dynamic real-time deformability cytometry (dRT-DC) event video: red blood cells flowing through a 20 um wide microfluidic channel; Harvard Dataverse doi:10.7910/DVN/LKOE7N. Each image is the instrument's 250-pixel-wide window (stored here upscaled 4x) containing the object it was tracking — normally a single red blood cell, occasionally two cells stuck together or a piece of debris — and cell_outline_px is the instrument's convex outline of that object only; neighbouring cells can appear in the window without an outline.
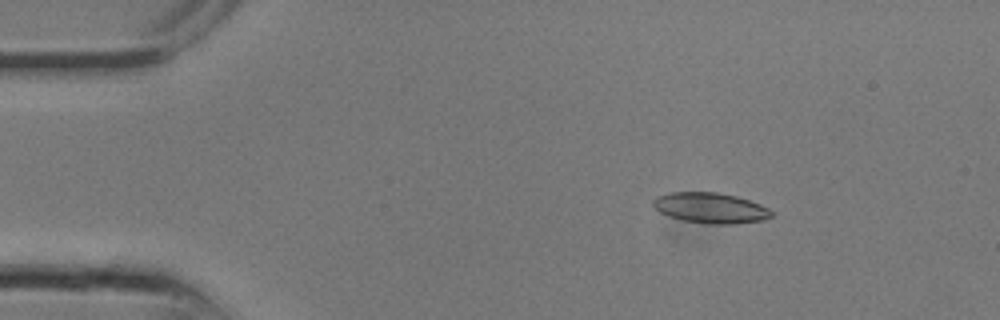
{"species": "common noctule bat (a hibernating species)", "species_latin": "Nyctalus noctula", "temperature_condition": "room temperature", "stored_images_in_passage": 12, "camera_frame_rate_fps": 3000, "um_per_image_px": 0.085, "animal": {"sex": "male", "body_mass_g": 13.3}, "frame": {"image": 1, "passage_image": 2, "time_ms": 0.333, "image_size_px": [1000, 320], "cell_outline_px": [[772, 216], [764, 220], [736, 224], [708, 224], [684, 220], [668, 216], [660, 212], [652, 204], [652, 200], [656, 196], [672, 192], [716, 192], [736, 196], [760, 204], [768, 208], [772, 212]], "centroid_in_image_um": [60.39, 17.68], "position_along_channel_um": 24.6, "area_um2": 21.04}}
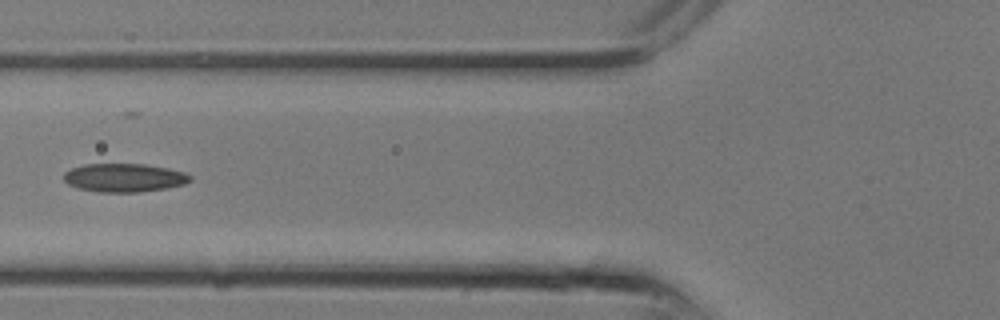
{"frame": {"image": 2, "passage_image": 8, "time_ms": 2.333, "image_size_px": [1000, 320], "cell_outline_px": [[192, 180], [184, 184], [168, 188], [140, 192], [100, 192], [80, 188], [68, 184], [64, 180], [64, 172], [72, 168], [84, 164], [144, 164], [168, 168], [184, 172], [192, 176]], "centroid_in_image_um": [10.59, 15.1], "position_along_channel_um": 115.2, "area_um2": 20.98}}
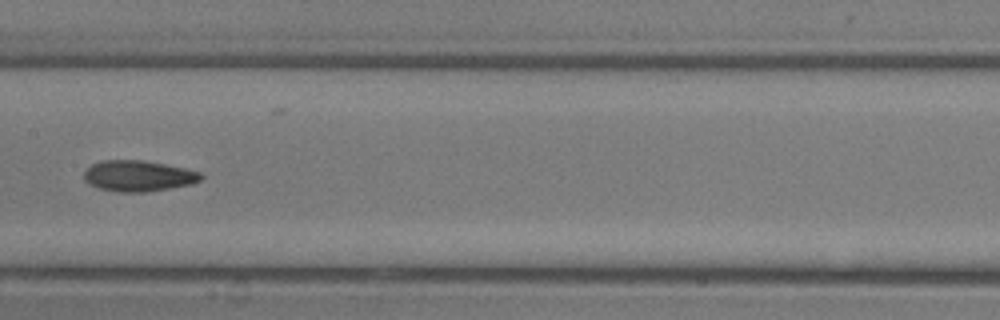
{"frame": {"image": 3, "passage_image": 11, "time_ms": 3.333, "image_size_px": [1000, 320], "cell_outline_px": [[204, 176], [200, 180], [192, 184], [144, 192], [116, 192], [100, 188], [84, 180], [84, 172], [92, 164], [104, 160], [140, 160], [164, 164], [184, 168], [200, 172]], "centroid_in_image_um": [11.77, 14.95], "position_along_channel_um": 195.6, "area_um2": 20.81}}